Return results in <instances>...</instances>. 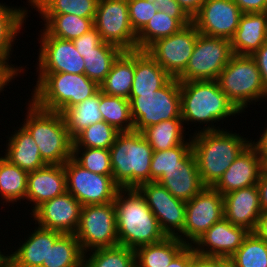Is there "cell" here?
I'll use <instances>...</instances> for the list:
<instances>
[{"label":"cell","mask_w":267,"mask_h":267,"mask_svg":"<svg viewBox=\"0 0 267 267\" xmlns=\"http://www.w3.org/2000/svg\"><path fill=\"white\" fill-rule=\"evenodd\" d=\"M114 203L119 245L135 250L167 237L137 188H120Z\"/></svg>","instance_id":"obj_1"},{"label":"cell","mask_w":267,"mask_h":267,"mask_svg":"<svg viewBox=\"0 0 267 267\" xmlns=\"http://www.w3.org/2000/svg\"><path fill=\"white\" fill-rule=\"evenodd\" d=\"M191 136L192 151L201 181L213 187L251 139L232 131H200Z\"/></svg>","instance_id":"obj_2"},{"label":"cell","mask_w":267,"mask_h":267,"mask_svg":"<svg viewBox=\"0 0 267 267\" xmlns=\"http://www.w3.org/2000/svg\"><path fill=\"white\" fill-rule=\"evenodd\" d=\"M180 97L183 124L209 123L198 132L222 130L214 123L241 113L222 92L217 80L180 82Z\"/></svg>","instance_id":"obj_3"},{"label":"cell","mask_w":267,"mask_h":267,"mask_svg":"<svg viewBox=\"0 0 267 267\" xmlns=\"http://www.w3.org/2000/svg\"><path fill=\"white\" fill-rule=\"evenodd\" d=\"M27 109L22 126L36 142L42 160L47 165H63L72 158L73 139L62 114L41 109L32 100Z\"/></svg>","instance_id":"obj_4"},{"label":"cell","mask_w":267,"mask_h":267,"mask_svg":"<svg viewBox=\"0 0 267 267\" xmlns=\"http://www.w3.org/2000/svg\"><path fill=\"white\" fill-rule=\"evenodd\" d=\"M32 101L41 109L62 113L100 91L85 74L38 73Z\"/></svg>","instance_id":"obj_5"},{"label":"cell","mask_w":267,"mask_h":267,"mask_svg":"<svg viewBox=\"0 0 267 267\" xmlns=\"http://www.w3.org/2000/svg\"><path fill=\"white\" fill-rule=\"evenodd\" d=\"M153 149L141 132H120L109 149L112 178L120 188L150 182Z\"/></svg>","instance_id":"obj_6"},{"label":"cell","mask_w":267,"mask_h":267,"mask_svg":"<svg viewBox=\"0 0 267 267\" xmlns=\"http://www.w3.org/2000/svg\"><path fill=\"white\" fill-rule=\"evenodd\" d=\"M217 82L222 92L241 113L251 102L267 98L260 71L251 55L233 54L220 72Z\"/></svg>","instance_id":"obj_7"},{"label":"cell","mask_w":267,"mask_h":267,"mask_svg":"<svg viewBox=\"0 0 267 267\" xmlns=\"http://www.w3.org/2000/svg\"><path fill=\"white\" fill-rule=\"evenodd\" d=\"M129 101L136 132L161 121L181 118L180 82L177 78H171L154 93L129 96Z\"/></svg>","instance_id":"obj_8"},{"label":"cell","mask_w":267,"mask_h":267,"mask_svg":"<svg viewBox=\"0 0 267 267\" xmlns=\"http://www.w3.org/2000/svg\"><path fill=\"white\" fill-rule=\"evenodd\" d=\"M74 234L83 253L119 245L114 201L82 206L79 225Z\"/></svg>","instance_id":"obj_9"},{"label":"cell","mask_w":267,"mask_h":267,"mask_svg":"<svg viewBox=\"0 0 267 267\" xmlns=\"http://www.w3.org/2000/svg\"><path fill=\"white\" fill-rule=\"evenodd\" d=\"M232 55L230 40L199 34L188 65L177 79L179 82L217 80Z\"/></svg>","instance_id":"obj_10"},{"label":"cell","mask_w":267,"mask_h":267,"mask_svg":"<svg viewBox=\"0 0 267 267\" xmlns=\"http://www.w3.org/2000/svg\"><path fill=\"white\" fill-rule=\"evenodd\" d=\"M67 192L71 193L82 206L105 204L115 200L120 186L112 175H102L84 169L73 158L64 164Z\"/></svg>","instance_id":"obj_11"},{"label":"cell","mask_w":267,"mask_h":267,"mask_svg":"<svg viewBox=\"0 0 267 267\" xmlns=\"http://www.w3.org/2000/svg\"><path fill=\"white\" fill-rule=\"evenodd\" d=\"M94 28L103 42L123 51L137 50V35L130 23L127 0H98Z\"/></svg>","instance_id":"obj_12"},{"label":"cell","mask_w":267,"mask_h":267,"mask_svg":"<svg viewBox=\"0 0 267 267\" xmlns=\"http://www.w3.org/2000/svg\"><path fill=\"white\" fill-rule=\"evenodd\" d=\"M223 218V195L213 187H204L186 202L185 224L177 237L186 245H193L214 223Z\"/></svg>","instance_id":"obj_13"},{"label":"cell","mask_w":267,"mask_h":267,"mask_svg":"<svg viewBox=\"0 0 267 267\" xmlns=\"http://www.w3.org/2000/svg\"><path fill=\"white\" fill-rule=\"evenodd\" d=\"M200 33L191 23L179 32L156 40L145 51L172 77L186 69Z\"/></svg>","instance_id":"obj_14"},{"label":"cell","mask_w":267,"mask_h":267,"mask_svg":"<svg viewBox=\"0 0 267 267\" xmlns=\"http://www.w3.org/2000/svg\"><path fill=\"white\" fill-rule=\"evenodd\" d=\"M166 236L177 237L185 224L186 202L174 197L159 183L145 182L137 187Z\"/></svg>","instance_id":"obj_15"},{"label":"cell","mask_w":267,"mask_h":267,"mask_svg":"<svg viewBox=\"0 0 267 267\" xmlns=\"http://www.w3.org/2000/svg\"><path fill=\"white\" fill-rule=\"evenodd\" d=\"M39 37L38 73L85 74L84 58L72 40L49 36L44 30Z\"/></svg>","instance_id":"obj_16"},{"label":"cell","mask_w":267,"mask_h":267,"mask_svg":"<svg viewBox=\"0 0 267 267\" xmlns=\"http://www.w3.org/2000/svg\"><path fill=\"white\" fill-rule=\"evenodd\" d=\"M242 14L233 0H206L192 23L202 35L231 40Z\"/></svg>","instance_id":"obj_17"},{"label":"cell","mask_w":267,"mask_h":267,"mask_svg":"<svg viewBox=\"0 0 267 267\" xmlns=\"http://www.w3.org/2000/svg\"><path fill=\"white\" fill-rule=\"evenodd\" d=\"M82 205L69 192L43 202L33 212V220L39 227L74 234L80 221Z\"/></svg>","instance_id":"obj_18"},{"label":"cell","mask_w":267,"mask_h":267,"mask_svg":"<svg viewBox=\"0 0 267 267\" xmlns=\"http://www.w3.org/2000/svg\"><path fill=\"white\" fill-rule=\"evenodd\" d=\"M249 233L246 228L233 225L223 218L214 223L192 246L199 255L230 258Z\"/></svg>","instance_id":"obj_19"},{"label":"cell","mask_w":267,"mask_h":267,"mask_svg":"<svg viewBox=\"0 0 267 267\" xmlns=\"http://www.w3.org/2000/svg\"><path fill=\"white\" fill-rule=\"evenodd\" d=\"M264 162L256 149L249 144L223 173L213 186L221 195L241 188L257 185Z\"/></svg>","instance_id":"obj_20"},{"label":"cell","mask_w":267,"mask_h":267,"mask_svg":"<svg viewBox=\"0 0 267 267\" xmlns=\"http://www.w3.org/2000/svg\"><path fill=\"white\" fill-rule=\"evenodd\" d=\"M223 202L225 219L233 225L244 227L250 232L254 231L263 212L257 185L224 194Z\"/></svg>","instance_id":"obj_21"},{"label":"cell","mask_w":267,"mask_h":267,"mask_svg":"<svg viewBox=\"0 0 267 267\" xmlns=\"http://www.w3.org/2000/svg\"><path fill=\"white\" fill-rule=\"evenodd\" d=\"M67 191L64 165H45L27 176L26 200L33 203L32 212L43 202Z\"/></svg>","instance_id":"obj_22"},{"label":"cell","mask_w":267,"mask_h":267,"mask_svg":"<svg viewBox=\"0 0 267 267\" xmlns=\"http://www.w3.org/2000/svg\"><path fill=\"white\" fill-rule=\"evenodd\" d=\"M156 182L184 202H188L205 187L193 151L179 163V166L166 171Z\"/></svg>","instance_id":"obj_23"},{"label":"cell","mask_w":267,"mask_h":267,"mask_svg":"<svg viewBox=\"0 0 267 267\" xmlns=\"http://www.w3.org/2000/svg\"><path fill=\"white\" fill-rule=\"evenodd\" d=\"M15 252L8 255L10 267H41L47 263L50 245L62 235L61 232L36 227Z\"/></svg>","instance_id":"obj_24"},{"label":"cell","mask_w":267,"mask_h":267,"mask_svg":"<svg viewBox=\"0 0 267 267\" xmlns=\"http://www.w3.org/2000/svg\"><path fill=\"white\" fill-rule=\"evenodd\" d=\"M267 41V12L243 13L230 40L233 54L252 55Z\"/></svg>","instance_id":"obj_25"},{"label":"cell","mask_w":267,"mask_h":267,"mask_svg":"<svg viewBox=\"0 0 267 267\" xmlns=\"http://www.w3.org/2000/svg\"><path fill=\"white\" fill-rule=\"evenodd\" d=\"M171 78L148 52L135 50V72L130 96L154 93Z\"/></svg>","instance_id":"obj_26"},{"label":"cell","mask_w":267,"mask_h":267,"mask_svg":"<svg viewBox=\"0 0 267 267\" xmlns=\"http://www.w3.org/2000/svg\"><path fill=\"white\" fill-rule=\"evenodd\" d=\"M18 129L7 140L4 157L28 173L44 167L46 164L34 139L23 126Z\"/></svg>","instance_id":"obj_27"},{"label":"cell","mask_w":267,"mask_h":267,"mask_svg":"<svg viewBox=\"0 0 267 267\" xmlns=\"http://www.w3.org/2000/svg\"><path fill=\"white\" fill-rule=\"evenodd\" d=\"M135 72V50L123 51L112 65L111 71L100 83V91L111 96L129 99Z\"/></svg>","instance_id":"obj_28"},{"label":"cell","mask_w":267,"mask_h":267,"mask_svg":"<svg viewBox=\"0 0 267 267\" xmlns=\"http://www.w3.org/2000/svg\"><path fill=\"white\" fill-rule=\"evenodd\" d=\"M186 246L178 237L167 236L163 240L135 249L136 267H167Z\"/></svg>","instance_id":"obj_29"},{"label":"cell","mask_w":267,"mask_h":267,"mask_svg":"<svg viewBox=\"0 0 267 267\" xmlns=\"http://www.w3.org/2000/svg\"><path fill=\"white\" fill-rule=\"evenodd\" d=\"M44 20V31L53 37L73 40L94 28L95 18L72 14H39Z\"/></svg>","instance_id":"obj_30"},{"label":"cell","mask_w":267,"mask_h":267,"mask_svg":"<svg viewBox=\"0 0 267 267\" xmlns=\"http://www.w3.org/2000/svg\"><path fill=\"white\" fill-rule=\"evenodd\" d=\"M182 118L161 121L141 131L154 152L171 149L185 142Z\"/></svg>","instance_id":"obj_31"},{"label":"cell","mask_w":267,"mask_h":267,"mask_svg":"<svg viewBox=\"0 0 267 267\" xmlns=\"http://www.w3.org/2000/svg\"><path fill=\"white\" fill-rule=\"evenodd\" d=\"M99 105L100 91L93 97L88 98L61 113L72 139L91 124L103 120L99 111Z\"/></svg>","instance_id":"obj_32"},{"label":"cell","mask_w":267,"mask_h":267,"mask_svg":"<svg viewBox=\"0 0 267 267\" xmlns=\"http://www.w3.org/2000/svg\"><path fill=\"white\" fill-rule=\"evenodd\" d=\"M28 172L0 157V197L4 202L13 203L26 199Z\"/></svg>","instance_id":"obj_33"},{"label":"cell","mask_w":267,"mask_h":267,"mask_svg":"<svg viewBox=\"0 0 267 267\" xmlns=\"http://www.w3.org/2000/svg\"><path fill=\"white\" fill-rule=\"evenodd\" d=\"M83 251L75 234H62L47 254L41 267H83Z\"/></svg>","instance_id":"obj_34"},{"label":"cell","mask_w":267,"mask_h":267,"mask_svg":"<svg viewBox=\"0 0 267 267\" xmlns=\"http://www.w3.org/2000/svg\"><path fill=\"white\" fill-rule=\"evenodd\" d=\"M99 111L103 121L115 127L119 132L134 131L129 99L107 95L100 91Z\"/></svg>","instance_id":"obj_35"},{"label":"cell","mask_w":267,"mask_h":267,"mask_svg":"<svg viewBox=\"0 0 267 267\" xmlns=\"http://www.w3.org/2000/svg\"><path fill=\"white\" fill-rule=\"evenodd\" d=\"M122 52L118 46L102 42L95 51L84 54L85 75L100 85Z\"/></svg>","instance_id":"obj_36"},{"label":"cell","mask_w":267,"mask_h":267,"mask_svg":"<svg viewBox=\"0 0 267 267\" xmlns=\"http://www.w3.org/2000/svg\"><path fill=\"white\" fill-rule=\"evenodd\" d=\"M39 14H72L95 18L98 0H28Z\"/></svg>","instance_id":"obj_37"},{"label":"cell","mask_w":267,"mask_h":267,"mask_svg":"<svg viewBox=\"0 0 267 267\" xmlns=\"http://www.w3.org/2000/svg\"><path fill=\"white\" fill-rule=\"evenodd\" d=\"M27 14V8L8 7L0 3V55L12 54L15 38L26 22Z\"/></svg>","instance_id":"obj_38"},{"label":"cell","mask_w":267,"mask_h":267,"mask_svg":"<svg viewBox=\"0 0 267 267\" xmlns=\"http://www.w3.org/2000/svg\"><path fill=\"white\" fill-rule=\"evenodd\" d=\"M92 253V254H91ZM83 255V267H136L135 250L122 245L99 248Z\"/></svg>","instance_id":"obj_39"},{"label":"cell","mask_w":267,"mask_h":267,"mask_svg":"<svg viewBox=\"0 0 267 267\" xmlns=\"http://www.w3.org/2000/svg\"><path fill=\"white\" fill-rule=\"evenodd\" d=\"M184 26L162 11H157L137 34V50H146L156 40L179 32Z\"/></svg>","instance_id":"obj_40"},{"label":"cell","mask_w":267,"mask_h":267,"mask_svg":"<svg viewBox=\"0 0 267 267\" xmlns=\"http://www.w3.org/2000/svg\"><path fill=\"white\" fill-rule=\"evenodd\" d=\"M229 259L231 267H267V242L250 232Z\"/></svg>","instance_id":"obj_41"},{"label":"cell","mask_w":267,"mask_h":267,"mask_svg":"<svg viewBox=\"0 0 267 267\" xmlns=\"http://www.w3.org/2000/svg\"><path fill=\"white\" fill-rule=\"evenodd\" d=\"M120 132L105 121L91 124L73 139V148L110 149Z\"/></svg>","instance_id":"obj_42"},{"label":"cell","mask_w":267,"mask_h":267,"mask_svg":"<svg viewBox=\"0 0 267 267\" xmlns=\"http://www.w3.org/2000/svg\"><path fill=\"white\" fill-rule=\"evenodd\" d=\"M188 141V142H187ZM192 151V141L171 149L153 152L150 165V182L157 181L166 171L179 166V163Z\"/></svg>","instance_id":"obj_43"},{"label":"cell","mask_w":267,"mask_h":267,"mask_svg":"<svg viewBox=\"0 0 267 267\" xmlns=\"http://www.w3.org/2000/svg\"><path fill=\"white\" fill-rule=\"evenodd\" d=\"M72 158L84 169L93 173L112 175L109 149L73 148Z\"/></svg>","instance_id":"obj_44"},{"label":"cell","mask_w":267,"mask_h":267,"mask_svg":"<svg viewBox=\"0 0 267 267\" xmlns=\"http://www.w3.org/2000/svg\"><path fill=\"white\" fill-rule=\"evenodd\" d=\"M129 19L133 31L137 35L154 16L157 10L151 0H127Z\"/></svg>","instance_id":"obj_45"},{"label":"cell","mask_w":267,"mask_h":267,"mask_svg":"<svg viewBox=\"0 0 267 267\" xmlns=\"http://www.w3.org/2000/svg\"><path fill=\"white\" fill-rule=\"evenodd\" d=\"M157 11H162L176 18L184 27L192 23V18L176 0H151Z\"/></svg>","instance_id":"obj_46"},{"label":"cell","mask_w":267,"mask_h":267,"mask_svg":"<svg viewBox=\"0 0 267 267\" xmlns=\"http://www.w3.org/2000/svg\"><path fill=\"white\" fill-rule=\"evenodd\" d=\"M72 41L76 50L83 58L84 54L95 51V48L103 42L99 32L95 28Z\"/></svg>","instance_id":"obj_47"},{"label":"cell","mask_w":267,"mask_h":267,"mask_svg":"<svg viewBox=\"0 0 267 267\" xmlns=\"http://www.w3.org/2000/svg\"><path fill=\"white\" fill-rule=\"evenodd\" d=\"M10 55H0V92L4 91V87L10 83V81L15 79V76L24 72L23 67H14L8 61L10 60Z\"/></svg>","instance_id":"obj_48"},{"label":"cell","mask_w":267,"mask_h":267,"mask_svg":"<svg viewBox=\"0 0 267 267\" xmlns=\"http://www.w3.org/2000/svg\"><path fill=\"white\" fill-rule=\"evenodd\" d=\"M190 267H231V264L229 258L199 255L191 245Z\"/></svg>","instance_id":"obj_49"},{"label":"cell","mask_w":267,"mask_h":267,"mask_svg":"<svg viewBox=\"0 0 267 267\" xmlns=\"http://www.w3.org/2000/svg\"><path fill=\"white\" fill-rule=\"evenodd\" d=\"M251 56L256 61L264 87L267 91V41Z\"/></svg>","instance_id":"obj_50"},{"label":"cell","mask_w":267,"mask_h":267,"mask_svg":"<svg viewBox=\"0 0 267 267\" xmlns=\"http://www.w3.org/2000/svg\"><path fill=\"white\" fill-rule=\"evenodd\" d=\"M242 13L267 12V0H233Z\"/></svg>","instance_id":"obj_51"},{"label":"cell","mask_w":267,"mask_h":267,"mask_svg":"<svg viewBox=\"0 0 267 267\" xmlns=\"http://www.w3.org/2000/svg\"><path fill=\"white\" fill-rule=\"evenodd\" d=\"M191 245H186L170 262L167 267H190Z\"/></svg>","instance_id":"obj_52"},{"label":"cell","mask_w":267,"mask_h":267,"mask_svg":"<svg viewBox=\"0 0 267 267\" xmlns=\"http://www.w3.org/2000/svg\"><path fill=\"white\" fill-rule=\"evenodd\" d=\"M262 211H267V169L264 167L257 183Z\"/></svg>","instance_id":"obj_53"},{"label":"cell","mask_w":267,"mask_h":267,"mask_svg":"<svg viewBox=\"0 0 267 267\" xmlns=\"http://www.w3.org/2000/svg\"><path fill=\"white\" fill-rule=\"evenodd\" d=\"M250 144L256 149L258 155L265 163L267 161V128L263 130L262 136L260 133V137L257 139V142L255 140L252 142L251 140Z\"/></svg>","instance_id":"obj_54"},{"label":"cell","mask_w":267,"mask_h":267,"mask_svg":"<svg viewBox=\"0 0 267 267\" xmlns=\"http://www.w3.org/2000/svg\"><path fill=\"white\" fill-rule=\"evenodd\" d=\"M186 13L193 18L206 0H176Z\"/></svg>","instance_id":"obj_55"},{"label":"cell","mask_w":267,"mask_h":267,"mask_svg":"<svg viewBox=\"0 0 267 267\" xmlns=\"http://www.w3.org/2000/svg\"><path fill=\"white\" fill-rule=\"evenodd\" d=\"M253 233L267 242V211L260 214Z\"/></svg>","instance_id":"obj_56"},{"label":"cell","mask_w":267,"mask_h":267,"mask_svg":"<svg viewBox=\"0 0 267 267\" xmlns=\"http://www.w3.org/2000/svg\"><path fill=\"white\" fill-rule=\"evenodd\" d=\"M8 263V255L3 254L0 250V267H4Z\"/></svg>","instance_id":"obj_57"},{"label":"cell","mask_w":267,"mask_h":267,"mask_svg":"<svg viewBox=\"0 0 267 267\" xmlns=\"http://www.w3.org/2000/svg\"><path fill=\"white\" fill-rule=\"evenodd\" d=\"M264 167L267 169V161L264 163Z\"/></svg>","instance_id":"obj_58"}]
</instances>
